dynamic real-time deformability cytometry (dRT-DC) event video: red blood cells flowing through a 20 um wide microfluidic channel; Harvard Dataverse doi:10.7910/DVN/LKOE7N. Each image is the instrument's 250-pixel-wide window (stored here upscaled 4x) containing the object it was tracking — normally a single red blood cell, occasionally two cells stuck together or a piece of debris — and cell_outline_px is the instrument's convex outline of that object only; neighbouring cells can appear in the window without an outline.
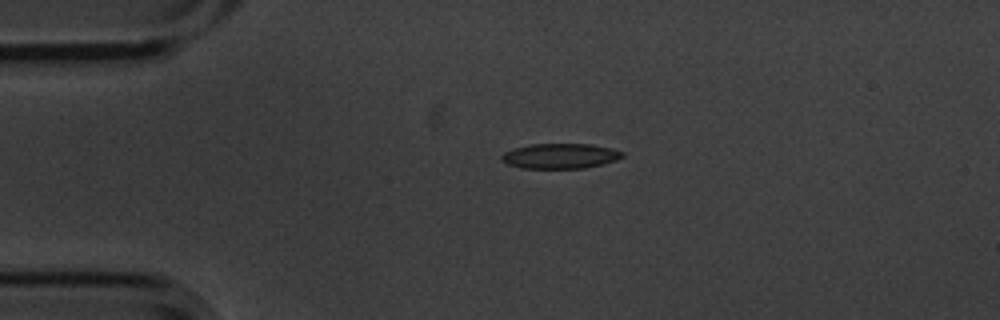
{"species": "common noctule bat (a hibernating species)", "species_latin": "Nyctalus noctula", "temperature_condition": "cold", "stored_images_in_passage": 2, "camera_frame_rate_fps": 3000, "um_per_image_px": 0.085, "animal": {"sex": "male", "body_mass_g": 20.1, "forearm_length_mm": 53.5}, "frame": {"image": 1, "passage_image": 1, "time_ms": 0.0, "image_size_px": [1000, 320], "cell_outline_px": [[624, 156], [616, 160], [604, 164], [584, 168], [520, 168], [508, 164], [500, 160], [500, 156], [504, 152], [528, 144], [592, 144], [624, 152]], "centroid_in_image_um": [47.6, 13.26], "position_along_channel_um": 37.4, "area_um2": 17.69}}